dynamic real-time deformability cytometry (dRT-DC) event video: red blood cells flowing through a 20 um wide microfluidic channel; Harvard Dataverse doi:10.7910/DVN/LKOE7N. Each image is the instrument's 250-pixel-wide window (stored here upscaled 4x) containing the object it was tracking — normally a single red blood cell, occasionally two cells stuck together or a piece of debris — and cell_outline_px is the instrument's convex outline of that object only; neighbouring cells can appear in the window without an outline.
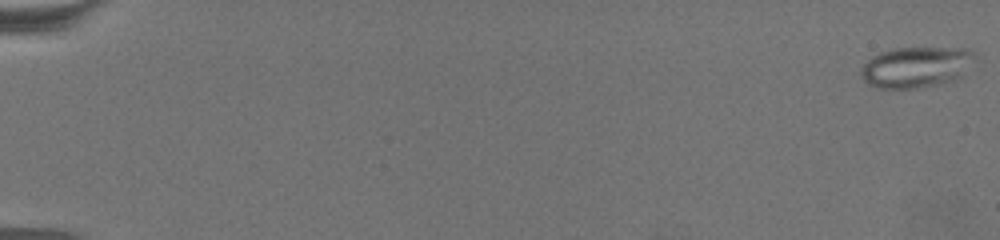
{"species": "common noctule bat (a hibernating species)", "species_latin": "Nyctalus noctula", "temperature_condition": "warm", "stored_images_in_passage": 69, "camera_frame_rate_fps": 3000, "um_per_image_px": 0.085, "animal": {"sex": "female", "body_mass_g": 19.5, "forearm_length_mm": 54.1}, "frame": {"image": 1, "passage_image": 1, "time_ms": 0.0, "image_size_px": [1000, 240], "cell_outline_px": [[976, 56], [964, 76], [956, 80], [916, 88], [876, 88], [868, 84], [860, 76], [860, 68], [868, 60], [880, 52], [892, 48], [964, 48], [976, 52]], "centroid_in_image_um": [77.89, 5.7], "position_along_channel_um": 7.1, "area_um2": 27.34}}
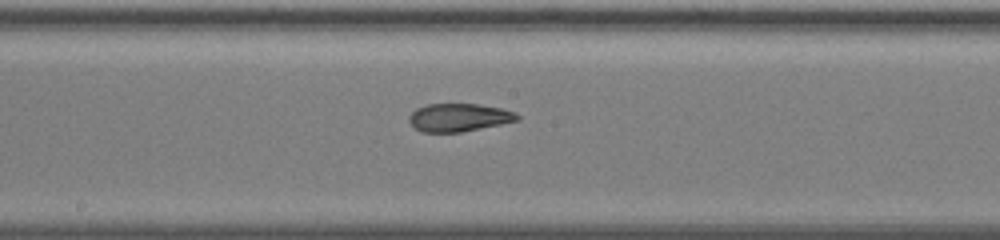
{"frame": {"image": 2, "passage_image": 40, "time_ms": 13.0, "image_size_px": [1000, 240], "cell_outline_px": [[520, 120], [460, 132], [420, 132], [408, 120], [408, 116], [416, 108], [424, 104], [476, 104], [500, 108], [516, 112], [520, 116]], "centroid_in_image_um": [38.99, 9.98], "position_along_channel_um": 209.2, "area_um2": 17.63}}
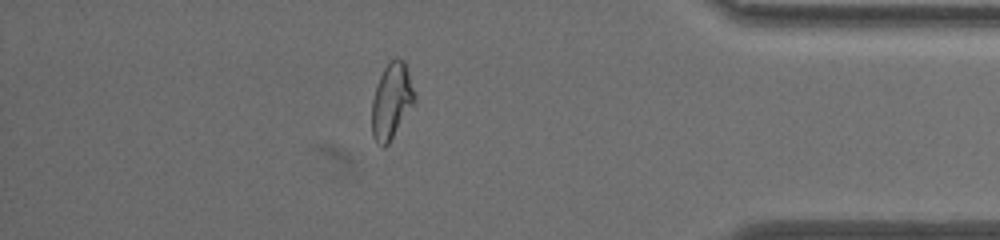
{"frame": {"image": 3, "passage_image": 61, "time_ms": 20.0, "image_size_px": [1000, 240], "cell_outline_px": [[416, 100], [388, 144], [384, 148], [376, 144], [372, 136], [372, 100], [380, 76], [384, 68], [396, 56], [404, 60], [416, 96]], "centroid_in_image_um": [33.27, 8.61], "position_along_channel_um": 401.9, "area_um2": 18.73}, "authors_computed_cell_mechanics": {"area_um2": 19.2474, "velocity_mm_per_s": 3.1489, "shape_relaxation_time_tau1_ms": null, "shape_relaxation_time_tau2_ms": 2.1553, "deformation_change_tau1": null, "deformation_change_tau2": 0.0932}}